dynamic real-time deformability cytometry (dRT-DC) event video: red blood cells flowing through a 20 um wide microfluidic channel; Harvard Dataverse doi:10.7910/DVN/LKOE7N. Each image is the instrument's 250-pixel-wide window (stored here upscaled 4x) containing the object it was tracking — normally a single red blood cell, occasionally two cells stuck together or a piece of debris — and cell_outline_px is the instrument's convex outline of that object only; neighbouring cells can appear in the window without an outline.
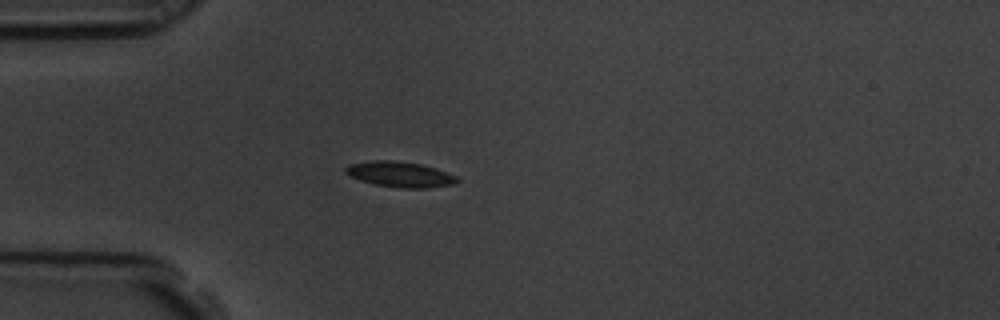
{"species": "common noctule bat (a hibernating species)", "species_latin": "Nyctalus noctula", "temperature_condition": "room temperature", "stored_images_in_passage": 4, "camera_frame_rate_fps": 3000, "um_per_image_px": 0.085, "animal": {"sex": "male", "body_mass_g": 19.5, "forearm_length_mm": 54.6}, "frame": {"image": 1, "passage_image": 4, "time_ms": 1.0, "image_size_px": [1000, 320], "cell_outline_px": [[460, 180], [452, 184], [428, 188], [400, 188], [376, 184], [360, 180], [348, 176], [344, 172], [344, 168], [348, 164], [372, 160], [392, 160], [420, 164], [436, 168], [456, 176]], "centroid_in_image_um": [33.95, 14.81], "position_along_channel_um": 51.0, "area_um2": 16.59}}